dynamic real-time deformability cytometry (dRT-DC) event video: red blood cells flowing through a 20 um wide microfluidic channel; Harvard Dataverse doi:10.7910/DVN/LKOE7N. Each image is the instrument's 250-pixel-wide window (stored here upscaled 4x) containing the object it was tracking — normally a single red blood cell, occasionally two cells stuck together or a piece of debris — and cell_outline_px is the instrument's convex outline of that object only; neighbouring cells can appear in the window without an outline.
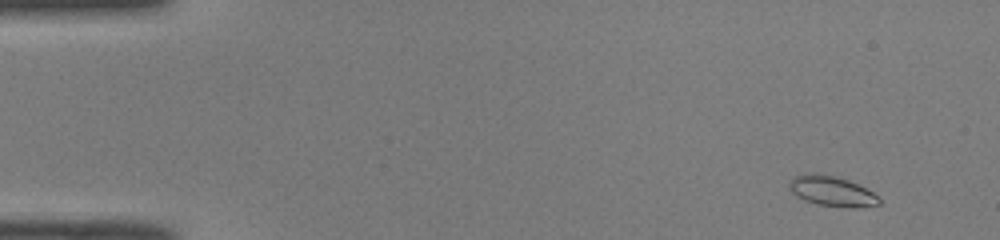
{"species": "common noctule bat (a hibernating species)", "species_latin": "Nyctalus noctula", "temperature_condition": "room temperature", "stored_images_in_passage": 49, "camera_frame_rate_fps": 3000, "um_per_image_px": 0.085, "animal": {"sex": "male", "body_mass_g": 19.0, "forearm_length_mm": 50.8}, "frame": {"image": 1, "passage_image": 2, "time_ms": 0.333, "image_size_px": [1000, 240], "cell_outline_px": [[880, 204], [852, 208], [816, 204], [804, 200], [796, 196], [788, 188], [788, 184], [796, 176], [808, 172], [812, 172], [832, 176], [848, 180], [880, 196]], "centroid_in_image_um": [70.69, 16.25], "position_along_channel_um": 14.3, "area_um2": 15.66}}
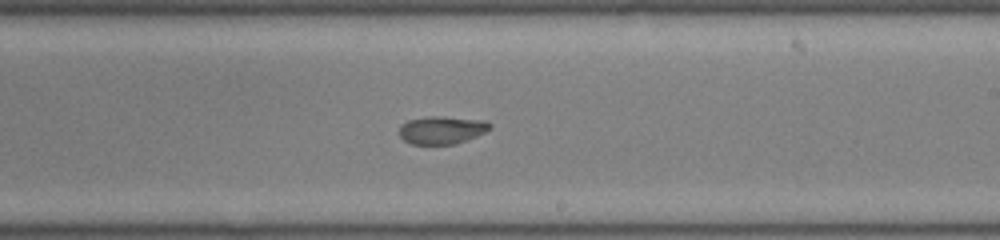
{"frame": {"image": 2, "passage_image": 29, "time_ms": 9.333, "image_size_px": [1000, 240], "cell_outline_px": [[492, 128], [476, 136], [456, 144], [412, 144], [404, 140], [400, 136], [400, 124], [408, 120], [432, 116], [436, 116], [484, 120], [492, 124]], "centroid_in_image_um": [37.56, 11.05], "position_along_channel_um": 251.4, "area_um2": 14.62}}
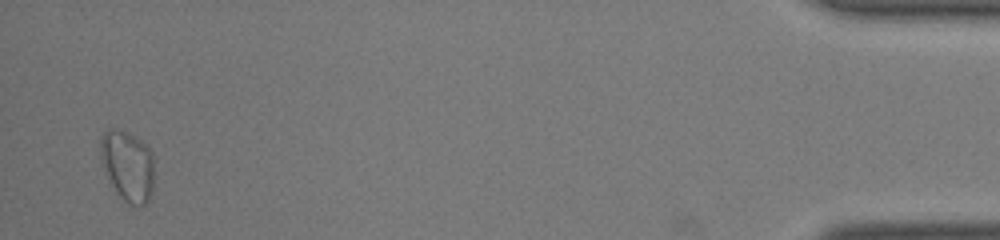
{"frame": {"image": 3, "passage_image": 48, "time_ms": 15.667, "image_size_px": [1000, 240], "cell_outline_px": [[152, 192], [148, 200], [144, 204], [128, 204], [120, 196], [112, 184], [100, 160], [100, 140], [104, 132], [108, 128], [112, 128], [124, 132], [140, 140], [152, 152]], "centroid_in_image_um": [10.82, 14.07], "position_along_channel_um": 424.4, "area_um2": 21.5}, "authors_computed_cell_mechanics": {"area_um2": 15.317, "velocity_mm_per_s": 4.0249, "shape_relaxation_time_tau1_ms": null, "shape_relaxation_time_tau2_ms": 2.2176, "deformation_change_tau1": null, "deformation_change_tau2": 0.0644}}